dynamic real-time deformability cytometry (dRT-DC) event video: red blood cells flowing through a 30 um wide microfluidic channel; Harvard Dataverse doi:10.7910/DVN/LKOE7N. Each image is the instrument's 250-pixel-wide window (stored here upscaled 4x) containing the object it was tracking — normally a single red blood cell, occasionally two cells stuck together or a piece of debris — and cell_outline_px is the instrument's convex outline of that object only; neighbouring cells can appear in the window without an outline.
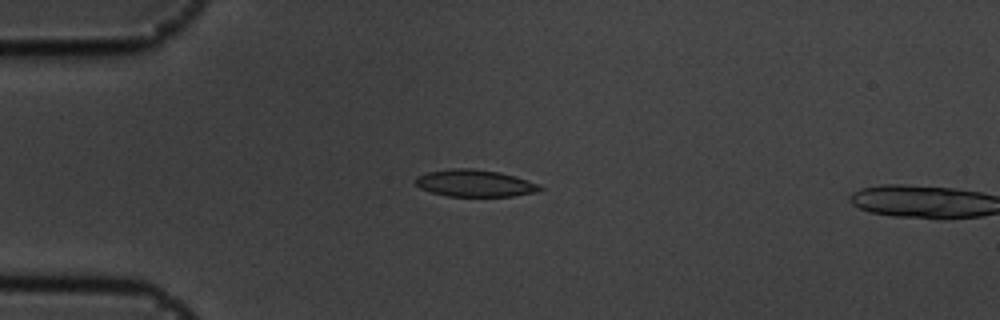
{"species": "common noctule bat (a hibernating species)", "species_latin": "Nyctalus noctula", "temperature_condition": "cold", "stored_images_in_passage": 17, "camera_frame_rate_fps": 3000, "um_per_image_px": 0.085, "animal": {"sex": "male", "body_mass_g": 19.5, "forearm_length_mm": 54.6}, "frame": {"image": 1, "passage_image": 15, "time_ms": 4.667, "image_size_px": [1000, 320], "cell_outline_px": [[544, 188], [540, 192], [512, 196], [448, 196], [432, 192], [420, 188], [416, 184], [416, 176], [428, 172], [452, 168], [472, 168], [500, 172], [516, 176], [540, 184]], "centroid_in_image_um": [40.42, 15.57], "position_along_channel_um": 44.6, "area_um2": 19.71}}